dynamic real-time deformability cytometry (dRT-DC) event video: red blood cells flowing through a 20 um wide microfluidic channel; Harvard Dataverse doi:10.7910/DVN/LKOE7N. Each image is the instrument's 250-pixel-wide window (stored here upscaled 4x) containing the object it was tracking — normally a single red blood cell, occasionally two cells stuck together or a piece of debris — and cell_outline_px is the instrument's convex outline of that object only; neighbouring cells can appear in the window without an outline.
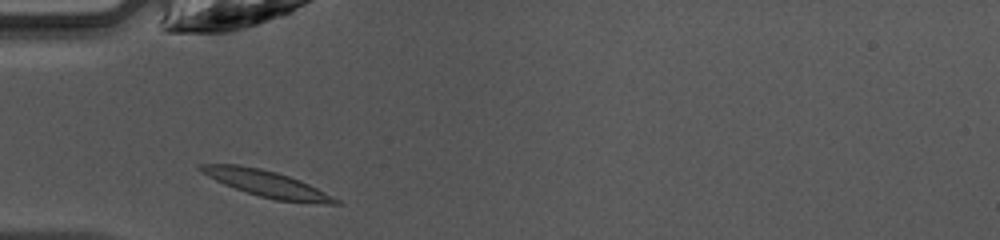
{"species": "common noctule bat (a hibernating species)", "species_latin": "Nyctalus noctula", "temperature_condition": "warm", "stored_images_in_passage": 33, "camera_frame_rate_fps": 3000, "um_per_image_px": 0.085, "animal": {"sex": "female", "body_mass_g": 10.0, "forearm_length_mm": 53.1}, "frame": {"image": 1, "passage_image": 1, "time_ms": 0.0, "image_size_px": [1000, 240], "cell_outline_px": [[340, 204], [324, 204], [276, 200], [260, 196], [224, 184], [200, 172], [196, 168], [200, 164], [236, 164], [260, 168], [276, 172], [300, 180], [340, 200]], "centroid_in_image_um": [22.65, 15.61], "position_along_channel_um": 62.4, "area_um2": 20.4}}
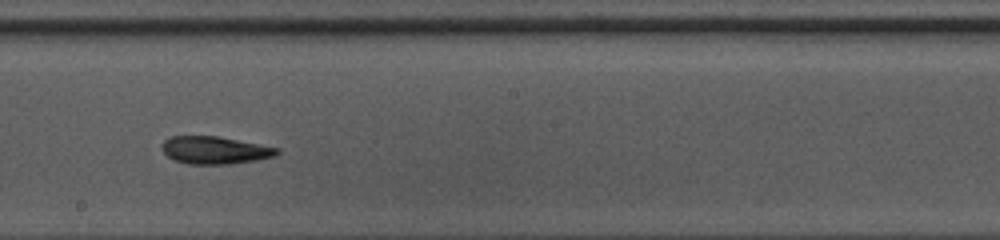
{"frame": {"image": 2, "passage_image": 13, "time_ms": 4.0, "image_size_px": [1000, 240], "cell_outline_px": [[280, 152], [276, 156], [256, 160], [232, 164], [188, 164], [176, 160], [168, 156], [164, 152], [164, 140], [172, 136], [216, 136], [260, 144], [280, 148]], "centroid_in_image_um": [18.33, 12.77], "position_along_channel_um": 229.9, "area_um2": 18.32}}
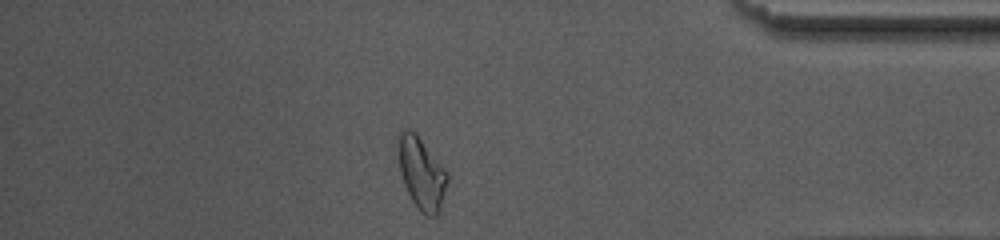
{"frame": {"image": 3, "passage_image": 27, "time_ms": 8.667, "image_size_px": [1000, 240], "cell_outline_px": [[448, 180], [440, 212], [436, 216], [428, 216], [420, 212], [412, 200], [404, 184], [400, 172], [400, 132], [404, 128], [408, 128], [416, 132], [448, 172]], "centroid_in_image_um": [35.88, 14.75], "position_along_channel_um": 399.3, "area_um2": 20.4}, "authors_computed_cell_mechanics": {"area_um2": 18.7272, "velocity_mm_per_s": 4.2314, "shape_relaxation_time_tau1_ms": 11.3999, "shape_relaxation_time_tau2_ms": 4.6519, "deformation_change_tau1": 0.2926, "deformation_change_tau2": 0.1544}}